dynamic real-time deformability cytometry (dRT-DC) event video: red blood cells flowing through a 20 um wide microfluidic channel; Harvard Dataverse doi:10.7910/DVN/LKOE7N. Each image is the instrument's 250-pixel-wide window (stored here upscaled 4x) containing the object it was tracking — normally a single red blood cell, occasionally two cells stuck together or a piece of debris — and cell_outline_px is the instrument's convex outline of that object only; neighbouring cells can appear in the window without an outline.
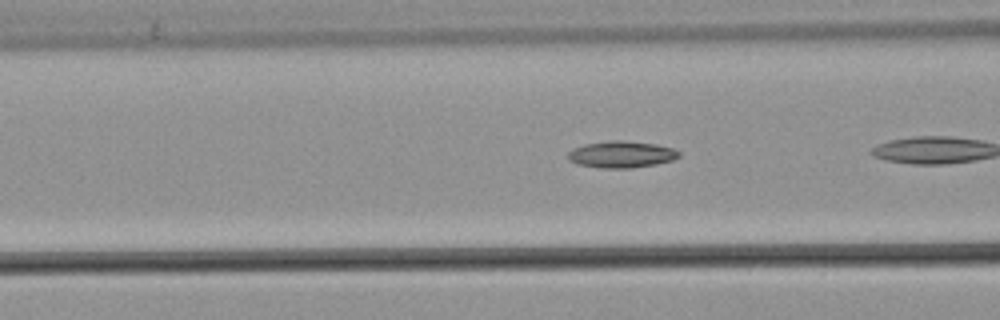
{"species": "common noctule bat (a hibernating species)", "species_latin": "Nyctalus noctula", "temperature_condition": "warm", "stored_images_in_passage": 24, "camera_frame_rate_fps": 3000, "um_per_image_px": 0.085, "animal": {"sex": "male", "body_mass_g": 21.5, "forearm_length_mm": 52.0}, "frame": {"image": 1, "passage_image": 4, "time_ms": 1.0, "image_size_px": [1000, 320], "cell_outline_px": [[680, 156], [672, 160], [656, 164], [632, 168], [600, 168], [576, 164], [568, 160], [568, 152], [572, 148], [584, 144], [612, 140], [620, 140], [656, 144], [672, 148], [680, 152]], "centroid_in_image_um": [52.79, 13.13], "position_along_channel_um": 113.8, "area_um2": 17.34}}